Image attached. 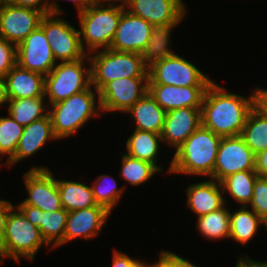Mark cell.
<instances>
[{
    "mask_svg": "<svg viewBox=\"0 0 267 267\" xmlns=\"http://www.w3.org/2000/svg\"><path fill=\"white\" fill-rule=\"evenodd\" d=\"M240 136L254 155L267 149V112L258 104L250 111Z\"/></svg>",
    "mask_w": 267,
    "mask_h": 267,
    "instance_id": "obj_29",
    "label": "cell"
},
{
    "mask_svg": "<svg viewBox=\"0 0 267 267\" xmlns=\"http://www.w3.org/2000/svg\"><path fill=\"white\" fill-rule=\"evenodd\" d=\"M95 4L100 5H118L122 7H126L130 0H94ZM117 3V4H116Z\"/></svg>",
    "mask_w": 267,
    "mask_h": 267,
    "instance_id": "obj_46",
    "label": "cell"
},
{
    "mask_svg": "<svg viewBox=\"0 0 267 267\" xmlns=\"http://www.w3.org/2000/svg\"><path fill=\"white\" fill-rule=\"evenodd\" d=\"M51 140L59 139L54 135L52 121L48 114L24 127L15 155L5 164L8 168L13 167L21 160L35 155L47 144V141Z\"/></svg>",
    "mask_w": 267,
    "mask_h": 267,
    "instance_id": "obj_21",
    "label": "cell"
},
{
    "mask_svg": "<svg viewBox=\"0 0 267 267\" xmlns=\"http://www.w3.org/2000/svg\"><path fill=\"white\" fill-rule=\"evenodd\" d=\"M16 64V45L0 37V77H5Z\"/></svg>",
    "mask_w": 267,
    "mask_h": 267,
    "instance_id": "obj_37",
    "label": "cell"
},
{
    "mask_svg": "<svg viewBox=\"0 0 267 267\" xmlns=\"http://www.w3.org/2000/svg\"><path fill=\"white\" fill-rule=\"evenodd\" d=\"M125 9L118 5L106 6L94 3L78 13L80 42L87 54L110 48L119 19Z\"/></svg>",
    "mask_w": 267,
    "mask_h": 267,
    "instance_id": "obj_4",
    "label": "cell"
},
{
    "mask_svg": "<svg viewBox=\"0 0 267 267\" xmlns=\"http://www.w3.org/2000/svg\"><path fill=\"white\" fill-rule=\"evenodd\" d=\"M91 53L88 54L91 85L97 91L118 78L149 77L148 68L139 53L118 52L110 48Z\"/></svg>",
    "mask_w": 267,
    "mask_h": 267,
    "instance_id": "obj_5",
    "label": "cell"
},
{
    "mask_svg": "<svg viewBox=\"0 0 267 267\" xmlns=\"http://www.w3.org/2000/svg\"><path fill=\"white\" fill-rule=\"evenodd\" d=\"M28 197L17 205H30L42 211L62 209L56 177L47 166H32L23 176Z\"/></svg>",
    "mask_w": 267,
    "mask_h": 267,
    "instance_id": "obj_11",
    "label": "cell"
},
{
    "mask_svg": "<svg viewBox=\"0 0 267 267\" xmlns=\"http://www.w3.org/2000/svg\"><path fill=\"white\" fill-rule=\"evenodd\" d=\"M119 176L130 186H140L151 180L160 170L153 164L122 154Z\"/></svg>",
    "mask_w": 267,
    "mask_h": 267,
    "instance_id": "obj_33",
    "label": "cell"
},
{
    "mask_svg": "<svg viewBox=\"0 0 267 267\" xmlns=\"http://www.w3.org/2000/svg\"><path fill=\"white\" fill-rule=\"evenodd\" d=\"M186 195V205L197 217L216 211L227 203L221 183L209 177L208 180L190 184Z\"/></svg>",
    "mask_w": 267,
    "mask_h": 267,
    "instance_id": "obj_22",
    "label": "cell"
},
{
    "mask_svg": "<svg viewBox=\"0 0 267 267\" xmlns=\"http://www.w3.org/2000/svg\"><path fill=\"white\" fill-rule=\"evenodd\" d=\"M7 99L44 96L45 76L16 64L4 77Z\"/></svg>",
    "mask_w": 267,
    "mask_h": 267,
    "instance_id": "obj_23",
    "label": "cell"
},
{
    "mask_svg": "<svg viewBox=\"0 0 267 267\" xmlns=\"http://www.w3.org/2000/svg\"><path fill=\"white\" fill-rule=\"evenodd\" d=\"M179 24L153 25L150 40L142 51L141 56L144 65L149 68L154 63L161 61L175 53L171 49L172 31Z\"/></svg>",
    "mask_w": 267,
    "mask_h": 267,
    "instance_id": "obj_27",
    "label": "cell"
},
{
    "mask_svg": "<svg viewBox=\"0 0 267 267\" xmlns=\"http://www.w3.org/2000/svg\"><path fill=\"white\" fill-rule=\"evenodd\" d=\"M185 5L184 0H130L125 8L152 25L181 24L187 13Z\"/></svg>",
    "mask_w": 267,
    "mask_h": 267,
    "instance_id": "obj_16",
    "label": "cell"
},
{
    "mask_svg": "<svg viewBox=\"0 0 267 267\" xmlns=\"http://www.w3.org/2000/svg\"><path fill=\"white\" fill-rule=\"evenodd\" d=\"M208 86L148 84V92L167 112L178 108H201Z\"/></svg>",
    "mask_w": 267,
    "mask_h": 267,
    "instance_id": "obj_20",
    "label": "cell"
},
{
    "mask_svg": "<svg viewBox=\"0 0 267 267\" xmlns=\"http://www.w3.org/2000/svg\"><path fill=\"white\" fill-rule=\"evenodd\" d=\"M62 208L67 212L96 206L91 185L56 179Z\"/></svg>",
    "mask_w": 267,
    "mask_h": 267,
    "instance_id": "obj_28",
    "label": "cell"
},
{
    "mask_svg": "<svg viewBox=\"0 0 267 267\" xmlns=\"http://www.w3.org/2000/svg\"><path fill=\"white\" fill-rule=\"evenodd\" d=\"M15 206L32 225L40 229L45 242L51 245L50 249L64 245V232L68 217V212L64 208L50 212L30 205Z\"/></svg>",
    "mask_w": 267,
    "mask_h": 267,
    "instance_id": "obj_19",
    "label": "cell"
},
{
    "mask_svg": "<svg viewBox=\"0 0 267 267\" xmlns=\"http://www.w3.org/2000/svg\"><path fill=\"white\" fill-rule=\"evenodd\" d=\"M148 84L174 86H209L214 80L177 53L148 68Z\"/></svg>",
    "mask_w": 267,
    "mask_h": 267,
    "instance_id": "obj_9",
    "label": "cell"
},
{
    "mask_svg": "<svg viewBox=\"0 0 267 267\" xmlns=\"http://www.w3.org/2000/svg\"><path fill=\"white\" fill-rule=\"evenodd\" d=\"M23 129L10 114L0 117V157L3 159L7 156L5 163L15 155Z\"/></svg>",
    "mask_w": 267,
    "mask_h": 267,
    "instance_id": "obj_35",
    "label": "cell"
},
{
    "mask_svg": "<svg viewBox=\"0 0 267 267\" xmlns=\"http://www.w3.org/2000/svg\"><path fill=\"white\" fill-rule=\"evenodd\" d=\"M159 254L158 261H155L158 267H197L190 263L187 258H182L168 250H162Z\"/></svg>",
    "mask_w": 267,
    "mask_h": 267,
    "instance_id": "obj_38",
    "label": "cell"
},
{
    "mask_svg": "<svg viewBox=\"0 0 267 267\" xmlns=\"http://www.w3.org/2000/svg\"><path fill=\"white\" fill-rule=\"evenodd\" d=\"M148 81L149 77H124L106 83L98 91L102 115L125 113L148 92Z\"/></svg>",
    "mask_w": 267,
    "mask_h": 267,
    "instance_id": "obj_10",
    "label": "cell"
},
{
    "mask_svg": "<svg viewBox=\"0 0 267 267\" xmlns=\"http://www.w3.org/2000/svg\"><path fill=\"white\" fill-rule=\"evenodd\" d=\"M228 90L213 81L201 106V125L220 137L241 135L250 111L257 104V90L249 97Z\"/></svg>",
    "mask_w": 267,
    "mask_h": 267,
    "instance_id": "obj_1",
    "label": "cell"
},
{
    "mask_svg": "<svg viewBox=\"0 0 267 267\" xmlns=\"http://www.w3.org/2000/svg\"><path fill=\"white\" fill-rule=\"evenodd\" d=\"M257 90V104L267 112V89L256 88Z\"/></svg>",
    "mask_w": 267,
    "mask_h": 267,
    "instance_id": "obj_45",
    "label": "cell"
},
{
    "mask_svg": "<svg viewBox=\"0 0 267 267\" xmlns=\"http://www.w3.org/2000/svg\"><path fill=\"white\" fill-rule=\"evenodd\" d=\"M6 102H7V97L5 89V79L4 77H0V107L5 106Z\"/></svg>",
    "mask_w": 267,
    "mask_h": 267,
    "instance_id": "obj_47",
    "label": "cell"
},
{
    "mask_svg": "<svg viewBox=\"0 0 267 267\" xmlns=\"http://www.w3.org/2000/svg\"><path fill=\"white\" fill-rule=\"evenodd\" d=\"M226 204L211 213L197 217V229L199 233L210 240L229 238L230 234V210Z\"/></svg>",
    "mask_w": 267,
    "mask_h": 267,
    "instance_id": "obj_32",
    "label": "cell"
},
{
    "mask_svg": "<svg viewBox=\"0 0 267 267\" xmlns=\"http://www.w3.org/2000/svg\"><path fill=\"white\" fill-rule=\"evenodd\" d=\"M43 15L37 9L3 0L0 6V37L17 46L40 25Z\"/></svg>",
    "mask_w": 267,
    "mask_h": 267,
    "instance_id": "obj_13",
    "label": "cell"
},
{
    "mask_svg": "<svg viewBox=\"0 0 267 267\" xmlns=\"http://www.w3.org/2000/svg\"><path fill=\"white\" fill-rule=\"evenodd\" d=\"M15 205L11 201L0 198V244L5 233V226L8 214Z\"/></svg>",
    "mask_w": 267,
    "mask_h": 267,
    "instance_id": "obj_42",
    "label": "cell"
},
{
    "mask_svg": "<svg viewBox=\"0 0 267 267\" xmlns=\"http://www.w3.org/2000/svg\"><path fill=\"white\" fill-rule=\"evenodd\" d=\"M90 86V60L87 54L77 61L57 63L45 75L44 96L49 100L48 105H52L87 90Z\"/></svg>",
    "mask_w": 267,
    "mask_h": 267,
    "instance_id": "obj_7",
    "label": "cell"
},
{
    "mask_svg": "<svg viewBox=\"0 0 267 267\" xmlns=\"http://www.w3.org/2000/svg\"><path fill=\"white\" fill-rule=\"evenodd\" d=\"M221 139L222 137L201 125L173 153L168 172L185 176H209L210 178Z\"/></svg>",
    "mask_w": 267,
    "mask_h": 267,
    "instance_id": "obj_2",
    "label": "cell"
},
{
    "mask_svg": "<svg viewBox=\"0 0 267 267\" xmlns=\"http://www.w3.org/2000/svg\"><path fill=\"white\" fill-rule=\"evenodd\" d=\"M54 135L59 139L72 136L87 122L102 112L98 91L91 85L87 90L49 105Z\"/></svg>",
    "mask_w": 267,
    "mask_h": 267,
    "instance_id": "obj_3",
    "label": "cell"
},
{
    "mask_svg": "<svg viewBox=\"0 0 267 267\" xmlns=\"http://www.w3.org/2000/svg\"><path fill=\"white\" fill-rule=\"evenodd\" d=\"M152 29V24L125 9L119 19L110 49L141 54L150 40Z\"/></svg>",
    "mask_w": 267,
    "mask_h": 267,
    "instance_id": "obj_15",
    "label": "cell"
},
{
    "mask_svg": "<svg viewBox=\"0 0 267 267\" xmlns=\"http://www.w3.org/2000/svg\"><path fill=\"white\" fill-rule=\"evenodd\" d=\"M255 171L260 177H267V149L255 155Z\"/></svg>",
    "mask_w": 267,
    "mask_h": 267,
    "instance_id": "obj_43",
    "label": "cell"
},
{
    "mask_svg": "<svg viewBox=\"0 0 267 267\" xmlns=\"http://www.w3.org/2000/svg\"><path fill=\"white\" fill-rule=\"evenodd\" d=\"M91 184L96 204L112 213L113 207L117 205L119 199L123 196L125 187L121 186L118 188L114 177L107 174L98 176Z\"/></svg>",
    "mask_w": 267,
    "mask_h": 267,
    "instance_id": "obj_34",
    "label": "cell"
},
{
    "mask_svg": "<svg viewBox=\"0 0 267 267\" xmlns=\"http://www.w3.org/2000/svg\"><path fill=\"white\" fill-rule=\"evenodd\" d=\"M43 245L49 246L41 236L40 229L32 225L14 206L8 214L0 244V263L5 258L13 259L17 263H20L22 257L33 261Z\"/></svg>",
    "mask_w": 267,
    "mask_h": 267,
    "instance_id": "obj_6",
    "label": "cell"
},
{
    "mask_svg": "<svg viewBox=\"0 0 267 267\" xmlns=\"http://www.w3.org/2000/svg\"><path fill=\"white\" fill-rule=\"evenodd\" d=\"M13 5L30 7L41 11L43 14L50 13V0H7Z\"/></svg>",
    "mask_w": 267,
    "mask_h": 267,
    "instance_id": "obj_40",
    "label": "cell"
},
{
    "mask_svg": "<svg viewBox=\"0 0 267 267\" xmlns=\"http://www.w3.org/2000/svg\"><path fill=\"white\" fill-rule=\"evenodd\" d=\"M145 267H158L155 263H152V264H147Z\"/></svg>",
    "mask_w": 267,
    "mask_h": 267,
    "instance_id": "obj_48",
    "label": "cell"
},
{
    "mask_svg": "<svg viewBox=\"0 0 267 267\" xmlns=\"http://www.w3.org/2000/svg\"><path fill=\"white\" fill-rule=\"evenodd\" d=\"M259 175L255 170L239 171L224 178L220 183L223 193H229L237 204L248 206L253 197L254 183Z\"/></svg>",
    "mask_w": 267,
    "mask_h": 267,
    "instance_id": "obj_31",
    "label": "cell"
},
{
    "mask_svg": "<svg viewBox=\"0 0 267 267\" xmlns=\"http://www.w3.org/2000/svg\"><path fill=\"white\" fill-rule=\"evenodd\" d=\"M124 114H130L135 129L162 133L166 111L147 92Z\"/></svg>",
    "mask_w": 267,
    "mask_h": 267,
    "instance_id": "obj_24",
    "label": "cell"
},
{
    "mask_svg": "<svg viewBox=\"0 0 267 267\" xmlns=\"http://www.w3.org/2000/svg\"><path fill=\"white\" fill-rule=\"evenodd\" d=\"M236 267H267V261H254L247 256H241L236 263Z\"/></svg>",
    "mask_w": 267,
    "mask_h": 267,
    "instance_id": "obj_44",
    "label": "cell"
},
{
    "mask_svg": "<svg viewBox=\"0 0 267 267\" xmlns=\"http://www.w3.org/2000/svg\"><path fill=\"white\" fill-rule=\"evenodd\" d=\"M255 170V155L239 136L222 137L213 174L210 177L219 183L239 171Z\"/></svg>",
    "mask_w": 267,
    "mask_h": 267,
    "instance_id": "obj_12",
    "label": "cell"
},
{
    "mask_svg": "<svg viewBox=\"0 0 267 267\" xmlns=\"http://www.w3.org/2000/svg\"><path fill=\"white\" fill-rule=\"evenodd\" d=\"M248 207L267 223V177H257Z\"/></svg>",
    "mask_w": 267,
    "mask_h": 267,
    "instance_id": "obj_36",
    "label": "cell"
},
{
    "mask_svg": "<svg viewBox=\"0 0 267 267\" xmlns=\"http://www.w3.org/2000/svg\"><path fill=\"white\" fill-rule=\"evenodd\" d=\"M238 210L230 211V234L229 239H233L241 245H246L255 235H257L260 226L267 231V223L264 222L248 206H238Z\"/></svg>",
    "mask_w": 267,
    "mask_h": 267,
    "instance_id": "obj_26",
    "label": "cell"
},
{
    "mask_svg": "<svg viewBox=\"0 0 267 267\" xmlns=\"http://www.w3.org/2000/svg\"><path fill=\"white\" fill-rule=\"evenodd\" d=\"M39 26L44 30L57 63L77 61L87 55L81 46L79 29L60 14H44Z\"/></svg>",
    "mask_w": 267,
    "mask_h": 267,
    "instance_id": "obj_8",
    "label": "cell"
},
{
    "mask_svg": "<svg viewBox=\"0 0 267 267\" xmlns=\"http://www.w3.org/2000/svg\"><path fill=\"white\" fill-rule=\"evenodd\" d=\"M109 216L110 212L99 205L68 212L64 244L80 237L85 241L97 237Z\"/></svg>",
    "mask_w": 267,
    "mask_h": 267,
    "instance_id": "obj_18",
    "label": "cell"
},
{
    "mask_svg": "<svg viewBox=\"0 0 267 267\" xmlns=\"http://www.w3.org/2000/svg\"><path fill=\"white\" fill-rule=\"evenodd\" d=\"M112 267H145L148 263L138 258H132L119 250H113Z\"/></svg>",
    "mask_w": 267,
    "mask_h": 267,
    "instance_id": "obj_39",
    "label": "cell"
},
{
    "mask_svg": "<svg viewBox=\"0 0 267 267\" xmlns=\"http://www.w3.org/2000/svg\"><path fill=\"white\" fill-rule=\"evenodd\" d=\"M45 99V97L7 99L6 107L11 117L25 127L48 115L49 105Z\"/></svg>",
    "mask_w": 267,
    "mask_h": 267,
    "instance_id": "obj_30",
    "label": "cell"
},
{
    "mask_svg": "<svg viewBox=\"0 0 267 267\" xmlns=\"http://www.w3.org/2000/svg\"><path fill=\"white\" fill-rule=\"evenodd\" d=\"M17 64L30 71L48 75L57 61L44 30L38 26L16 46Z\"/></svg>",
    "mask_w": 267,
    "mask_h": 267,
    "instance_id": "obj_14",
    "label": "cell"
},
{
    "mask_svg": "<svg viewBox=\"0 0 267 267\" xmlns=\"http://www.w3.org/2000/svg\"><path fill=\"white\" fill-rule=\"evenodd\" d=\"M201 126V108H178L166 112L161 138L177 150Z\"/></svg>",
    "mask_w": 267,
    "mask_h": 267,
    "instance_id": "obj_17",
    "label": "cell"
},
{
    "mask_svg": "<svg viewBox=\"0 0 267 267\" xmlns=\"http://www.w3.org/2000/svg\"><path fill=\"white\" fill-rule=\"evenodd\" d=\"M67 1L68 2L71 1L74 3L77 9V14L83 12L87 7L95 3L94 0H67ZM63 12L64 10L60 8L58 2H56V0H52L50 4V13L63 15Z\"/></svg>",
    "mask_w": 267,
    "mask_h": 267,
    "instance_id": "obj_41",
    "label": "cell"
},
{
    "mask_svg": "<svg viewBox=\"0 0 267 267\" xmlns=\"http://www.w3.org/2000/svg\"><path fill=\"white\" fill-rule=\"evenodd\" d=\"M159 142L163 143L160 134L134 129L126 140V154L132 158L147 161L162 171L165 166L157 164L160 150Z\"/></svg>",
    "mask_w": 267,
    "mask_h": 267,
    "instance_id": "obj_25",
    "label": "cell"
}]
</instances>
